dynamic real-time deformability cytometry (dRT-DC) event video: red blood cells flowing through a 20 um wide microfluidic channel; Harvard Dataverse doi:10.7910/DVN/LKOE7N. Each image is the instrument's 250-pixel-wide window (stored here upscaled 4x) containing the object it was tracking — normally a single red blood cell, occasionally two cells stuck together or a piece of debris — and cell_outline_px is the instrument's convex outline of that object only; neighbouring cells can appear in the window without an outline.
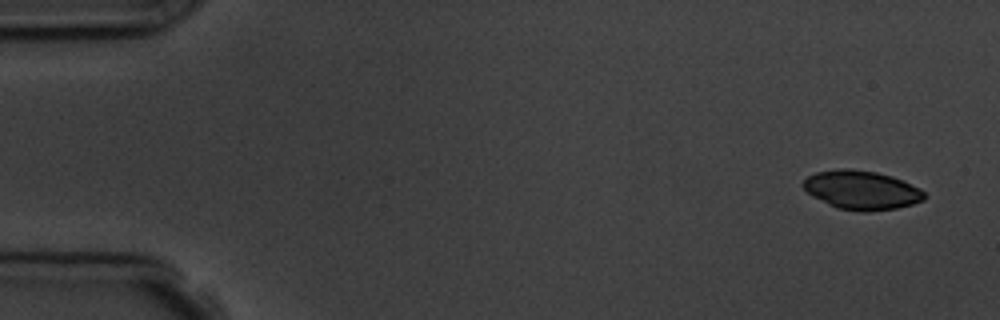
{"species": "common noctule bat (a hibernating species)", "species_latin": "Nyctalus noctula", "temperature_condition": "room temperature", "stored_images_in_passage": 5, "segment_of_instrument_passage": [1, 2], "camera_frame_rate_fps": 3000, "um_per_image_px": 0.085, "animal": {"sex": "male", "body_mass_g": 19.5, "forearm_length_mm": 54.6}, "frame": {"image": 1, "passage_image": 1, "time_ms": 0.0, "image_size_px": [1000, 320], "cell_outline_px": [[924, 200], [912, 204], [896, 208], [864, 212], [860, 212], [836, 208], [812, 196], [800, 184], [808, 176], [816, 172], [840, 168], [848, 168], [876, 172], [892, 176], [904, 180], [920, 188], [924, 192]], "centroid_in_image_um": [73.22, 16.15], "position_along_channel_um": 11.8, "area_um2": 27.57}}